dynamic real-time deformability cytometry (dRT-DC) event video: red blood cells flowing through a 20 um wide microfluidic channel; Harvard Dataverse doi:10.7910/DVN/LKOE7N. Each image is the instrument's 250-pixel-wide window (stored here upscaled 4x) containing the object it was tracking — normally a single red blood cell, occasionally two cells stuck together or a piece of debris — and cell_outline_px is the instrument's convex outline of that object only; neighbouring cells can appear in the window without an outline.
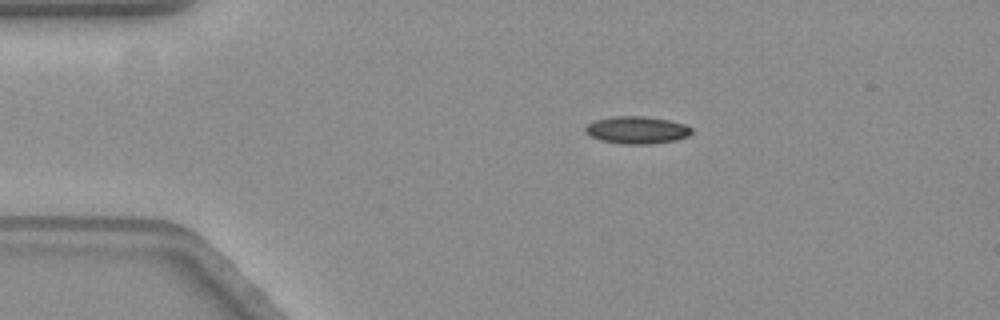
{"species": "common noctule bat (a hibernating species)", "species_latin": "Nyctalus noctula", "temperature_condition": "warm", "stored_images_in_passage": 48, "camera_frame_rate_fps": 3000, "um_per_image_px": 0.085, "animal": {"sex": "female", "body_mass_g": 19.3, "forearm_length_mm": 54.1}, "frame": {"image": 1, "passage_image": 1, "time_ms": 0.0, "image_size_px": [1000, 320], "cell_outline_px": [[692, 132], [688, 136], [676, 140], [652, 144], [624, 144], [600, 140], [588, 136], [584, 132], [584, 128], [588, 124], [596, 120], [612, 116], [644, 116], [668, 120], [684, 124], [692, 128]], "centroid_in_image_um": [54.11, 11.06], "position_along_channel_um": 30.9, "area_um2": 17.05}}
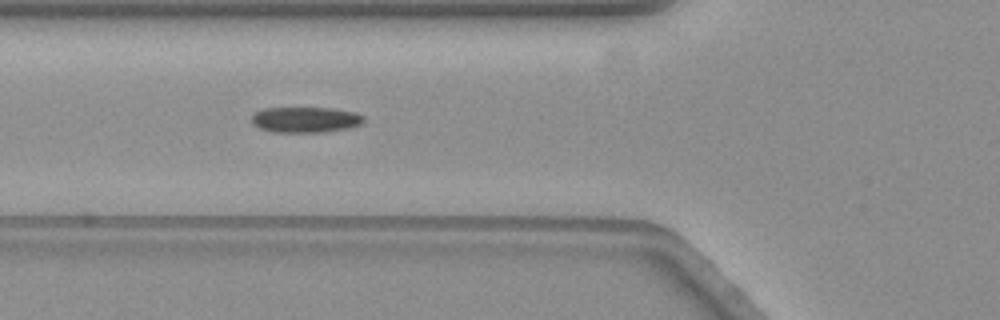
{"frame": {"image": 2, "passage_image": 11, "time_ms": 3.333, "image_size_px": [1000, 320], "cell_outline_px": [[364, 120], [360, 124], [348, 128], [324, 132], [272, 132], [260, 128], [252, 124], [252, 116], [256, 112], [264, 108], [332, 108], [356, 112], [364, 116]], "centroid_in_image_um": [25.97, 10.17], "position_along_channel_um": 99.8, "area_um2": 16.76}}
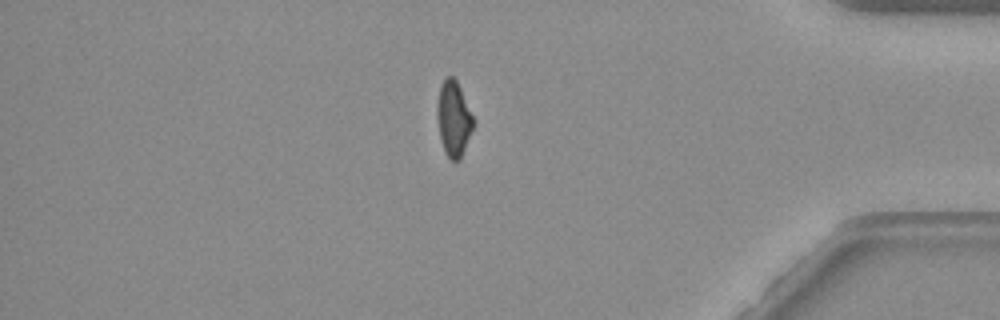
{"frame": {"image": 3, "passage_image": 39, "time_ms": 12.667, "image_size_px": [1000, 320], "cell_outline_px": [[472, 128], [460, 160], [452, 160], [444, 152], [440, 140], [436, 108], [440, 84], [444, 76], [452, 76], [456, 80], [460, 88], [472, 116]], "centroid_in_image_um": [38.51, 10.06], "position_along_channel_um": 396.7, "area_um2": 15.55}, "authors_computed_cell_mechanics": {"area_um2": 16.9354, "velocity_mm_per_s": 3.5541, "shape_relaxation_time_tau1_ms": null, "shape_relaxation_time_tau2_ms": 2.2851, "deformation_change_tau1": null, "deformation_change_tau2": 0.0839}}